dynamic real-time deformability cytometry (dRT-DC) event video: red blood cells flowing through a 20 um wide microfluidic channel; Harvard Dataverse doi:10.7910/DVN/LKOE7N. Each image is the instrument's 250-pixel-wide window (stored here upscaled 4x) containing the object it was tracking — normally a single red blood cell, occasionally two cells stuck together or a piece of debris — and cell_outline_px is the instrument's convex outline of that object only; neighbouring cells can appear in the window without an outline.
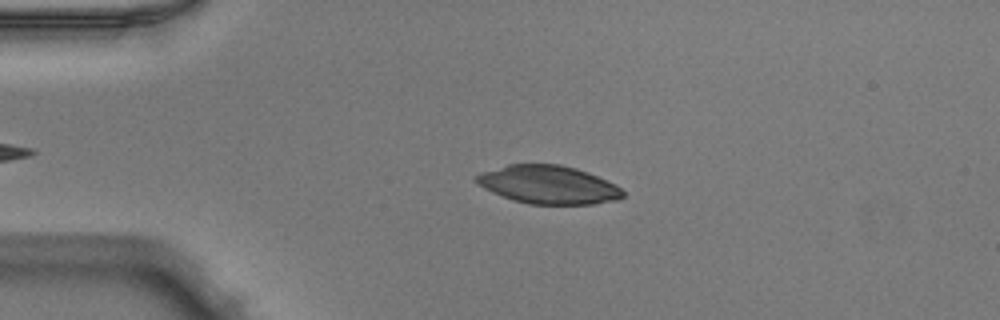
{"species": "Egyptian fruit bat (a non-hibernating species)", "species_latin": "Rousettus aegyptiacus", "temperature_condition": "warm", "stored_images_in_passage": 44, "camera_frame_rate_fps": 3000, "um_per_image_px": 0.085, "animal": {"sex": "male"}, "frame": {"image": 1, "passage_image": 11, "time_ms": 3.333, "image_size_px": [1000, 320], "cell_outline_px": [[624, 196], [616, 200], [596, 204], [528, 204], [512, 200], [492, 192], [484, 188], [476, 180], [476, 176], [484, 172], [508, 164], [560, 164], [576, 168], [588, 172], [616, 184], [624, 192]], "centroid_in_image_um": [46.66, 15.7], "position_along_channel_um": 38.3, "area_um2": 32.54}}
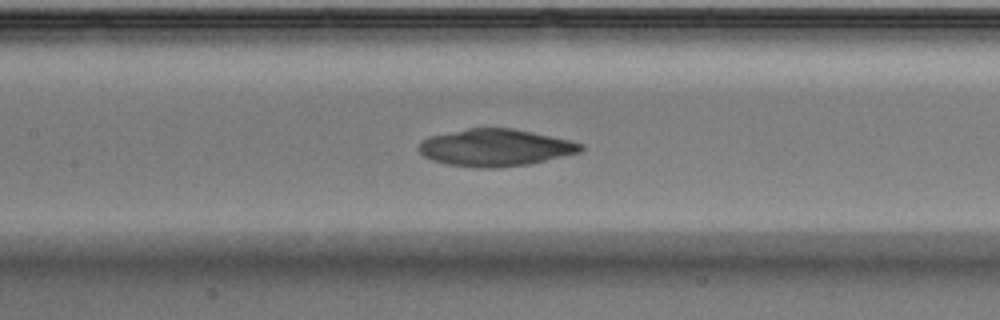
{"frame": {"image": 2, "passage_image": 23, "time_ms": 7.333, "image_size_px": [1000, 320], "cell_outline_px": [[584, 148], [580, 152], [528, 164], [496, 168], [472, 168], [448, 164], [432, 160], [424, 156], [416, 148], [420, 140], [428, 136], [468, 128], [512, 128], [532, 132], [568, 140], [584, 144]], "centroid_in_image_um": [42.04, 12.55], "position_along_channel_um": 165.4, "area_um2": 35.08}}
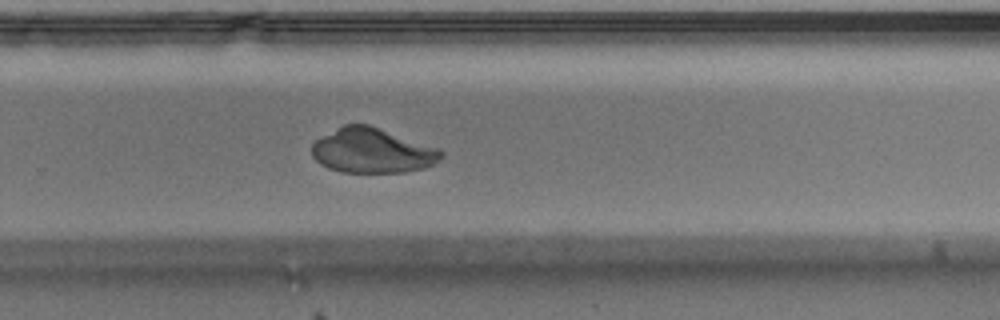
{"frame": {"image": 3, "passage_image": 33, "time_ms": 10.667, "image_size_px": [1000, 320], "cell_outline_px": [[444, 156], [440, 160], [424, 168], [404, 172], [340, 172], [328, 168], [320, 164], [312, 156], [312, 144], [316, 140], [344, 124], [368, 124], [440, 148], [444, 152]], "centroid_in_image_um": [31.66, 12.81], "position_along_channel_um": 298.1, "area_um2": 33.81}}